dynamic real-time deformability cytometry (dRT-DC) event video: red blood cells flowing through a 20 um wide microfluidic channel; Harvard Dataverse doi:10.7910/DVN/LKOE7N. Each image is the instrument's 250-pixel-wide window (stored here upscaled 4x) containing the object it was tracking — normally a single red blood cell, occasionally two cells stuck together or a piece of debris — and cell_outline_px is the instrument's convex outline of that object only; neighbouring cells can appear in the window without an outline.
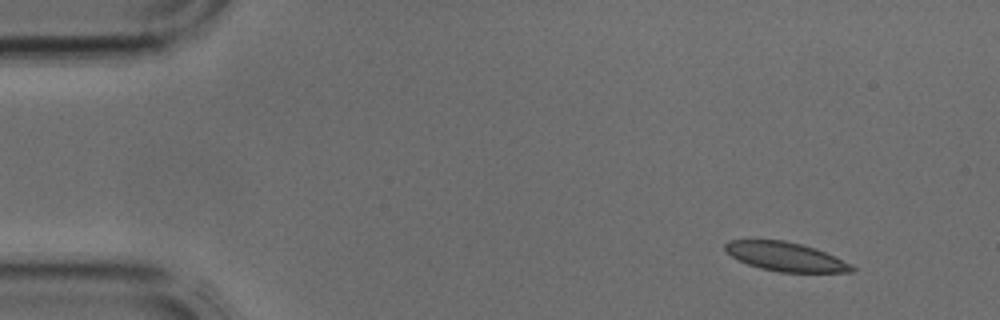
{"species": "common noctule bat (a hibernating species)", "species_latin": "Nyctalus noctula", "temperature_condition": "cold", "stored_images_in_passage": 3, "camera_frame_rate_fps": 3000, "um_per_image_px": 0.085, "animal": {"sex": "male", "body_mass_g": 17.9, "forearm_length_mm": 54.2}, "frame": {"image": 1, "passage_image": 1, "time_ms": 0.0, "image_size_px": [1000, 320], "cell_outline_px": [[856, 268], [852, 272], [780, 272], [760, 268], [748, 264], [732, 256], [724, 248], [724, 244], [728, 240], [784, 240], [816, 248], [852, 264]], "centroid_in_image_um": [66.79, 21.82], "position_along_channel_um": 18.2, "area_um2": 21.21}}
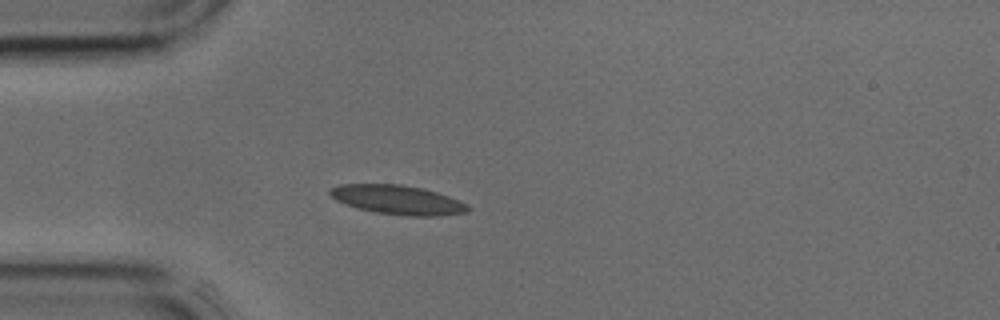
{"frame": {"image": 2, "passage_image": 3, "time_ms": 0.667, "image_size_px": [1000, 320], "cell_outline_px": [[472, 208], [468, 212], [440, 216], [408, 216], [376, 212], [360, 208], [336, 200], [328, 192], [332, 188], [340, 184], [400, 184], [424, 188], [448, 196], [468, 204]], "centroid_in_image_um": [33.87, 16.98], "position_along_channel_um": 51.1, "area_um2": 23.35}}